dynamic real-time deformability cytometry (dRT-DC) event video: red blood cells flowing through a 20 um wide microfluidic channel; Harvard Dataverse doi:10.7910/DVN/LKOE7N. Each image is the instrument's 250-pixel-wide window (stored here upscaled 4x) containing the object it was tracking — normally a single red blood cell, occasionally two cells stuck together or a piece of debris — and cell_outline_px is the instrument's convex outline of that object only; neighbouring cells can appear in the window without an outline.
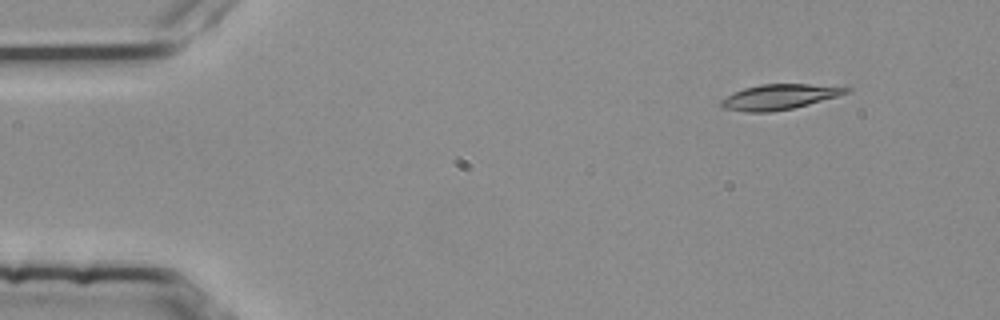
{"species": "common noctule bat (a hibernating species)", "species_latin": "Nyctalus noctula", "temperature_condition": "room temperature", "stored_images_in_passage": 5, "camera_frame_rate_fps": 3000, "um_per_image_px": 0.085, "animal": {"sex": "female", "body_mass_g": 25.1}, "frame": {"image": 1, "passage_image": 2, "time_ms": 0.333, "image_size_px": [1000, 320], "cell_outline_px": [[852, 92], [808, 104], [792, 108], [768, 112], [748, 112], [724, 108], [720, 104], [720, 100], [744, 88], [760, 84], [808, 84], [852, 88]], "centroid_in_image_um": [66.27, 8.23], "position_along_channel_um": 18.7, "area_um2": 18.09}}
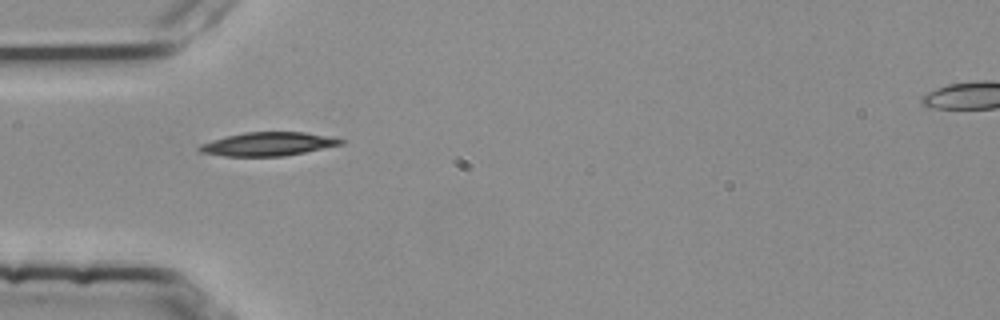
{"frame": {"image": 2, "passage_image": 4, "time_ms": 1.0, "image_size_px": [1000, 320], "cell_outline_px": [[344, 144], [284, 156], [224, 156], [200, 152], [196, 148], [200, 144], [212, 140], [244, 132], [304, 132], [328, 136], [344, 140]], "centroid_in_image_um": [22.77, 12.24], "position_along_channel_um": 62.2, "area_um2": 19.31}}